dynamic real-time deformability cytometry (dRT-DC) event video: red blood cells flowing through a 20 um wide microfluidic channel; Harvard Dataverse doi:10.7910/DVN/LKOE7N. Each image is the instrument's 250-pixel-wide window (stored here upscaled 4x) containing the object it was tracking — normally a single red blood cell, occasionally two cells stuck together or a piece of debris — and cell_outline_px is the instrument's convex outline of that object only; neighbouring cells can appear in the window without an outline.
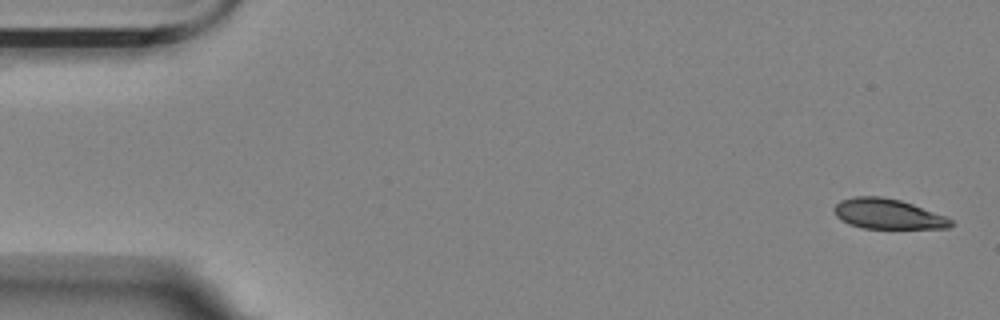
{"species": "Egyptian fruit bat (a non-hibernating species)", "species_latin": "Rousettus aegyptiacus", "temperature_condition": "room temperature", "stored_images_in_passage": 6, "segment_of_instrument_passage": [1, 2], "camera_frame_rate_fps": 3000, "um_per_image_px": 0.085, "animal": {"sex": "female"}, "frame": {"image": 1, "passage_image": 1, "time_ms": 0.0, "image_size_px": [1000, 320], "cell_outline_px": [[952, 224], [948, 228], [864, 228], [852, 224], [836, 216], [832, 208], [840, 200], [856, 196], [880, 196], [900, 200], [912, 204], [944, 216], [952, 220]], "centroid_in_image_um": [75.44, 18.17], "position_along_channel_um": 9.6, "area_um2": 20.11}}